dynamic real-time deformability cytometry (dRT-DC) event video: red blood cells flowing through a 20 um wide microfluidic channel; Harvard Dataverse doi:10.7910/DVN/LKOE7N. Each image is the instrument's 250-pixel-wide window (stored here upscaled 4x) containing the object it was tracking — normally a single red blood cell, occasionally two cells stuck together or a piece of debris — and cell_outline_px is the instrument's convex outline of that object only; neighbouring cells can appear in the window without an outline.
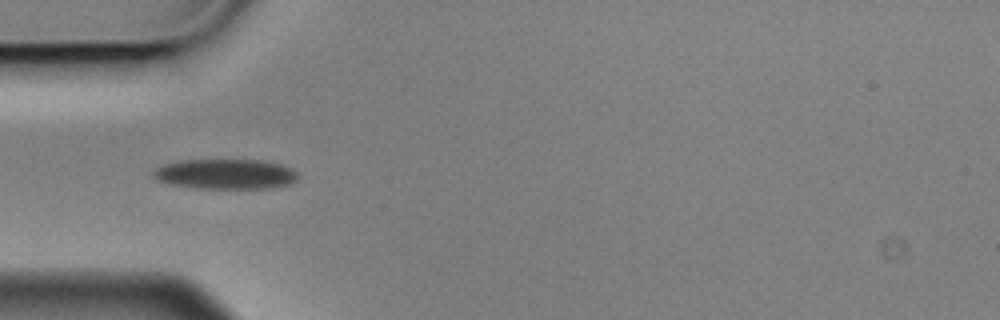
{"species": "Egyptian fruit bat (a non-hibernating species)", "species_latin": "Rousettus aegyptiacus", "temperature_condition": "cold", "stored_images_in_passage": 7, "camera_frame_rate_fps": 3000, "um_per_image_px": 0.085, "animal": {"sex": "male"}, "frame": {"image": 1, "passage_image": 1, "time_ms": 0.0, "image_size_px": [1000, 320], "cell_outline_px": [[296, 180], [288, 184], [264, 188], [196, 188], [172, 184], [156, 180], [152, 176], [152, 172], [156, 168], [164, 164], [176, 160], [260, 160], [280, 164], [292, 168], [296, 172]], "centroid_in_image_um": [19.11, 14.78], "position_along_channel_um": 65.9, "area_um2": 25.2}}
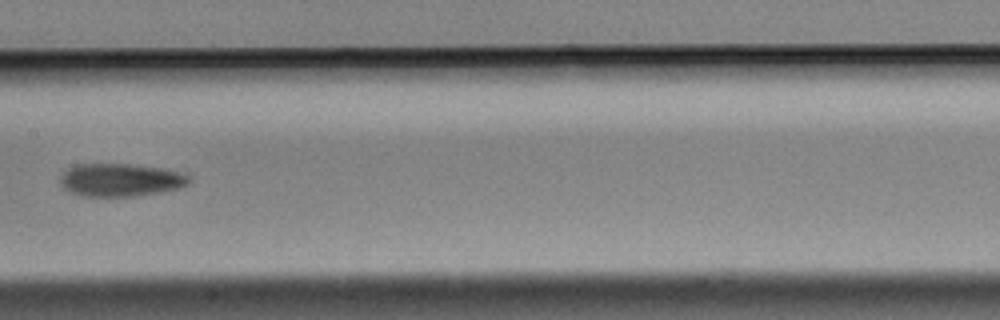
{"frame": {"image": 2, "passage_image": 4, "time_ms": 1.0, "image_size_px": [1000, 320], "cell_outline_px": [[192, 180], [188, 184], [180, 188], [160, 192], [132, 196], [80, 196], [64, 188], [60, 184], [60, 176], [68, 168], [76, 164], [128, 164], [168, 168], [192, 176]], "centroid_in_image_um": [10.29, 15.28], "position_along_channel_um": 197.1, "area_um2": 24.97}}
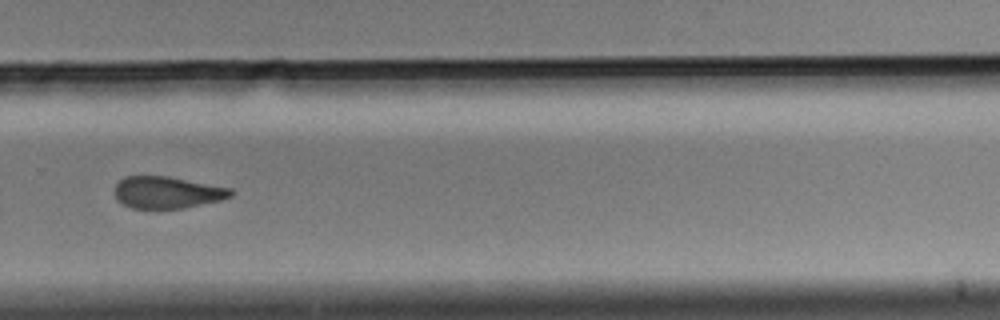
{"frame": {"image": 3, "passage_image": 7, "time_ms": 2.0, "image_size_px": [1000, 320], "cell_outline_px": [[236, 192], [232, 196], [220, 200], [184, 208], [132, 208], [116, 200], [116, 184], [124, 176], [168, 176], [232, 188]], "centroid_in_image_um": [14.24, 16.35], "position_along_channel_um": 315.6, "area_um2": 21.56}}